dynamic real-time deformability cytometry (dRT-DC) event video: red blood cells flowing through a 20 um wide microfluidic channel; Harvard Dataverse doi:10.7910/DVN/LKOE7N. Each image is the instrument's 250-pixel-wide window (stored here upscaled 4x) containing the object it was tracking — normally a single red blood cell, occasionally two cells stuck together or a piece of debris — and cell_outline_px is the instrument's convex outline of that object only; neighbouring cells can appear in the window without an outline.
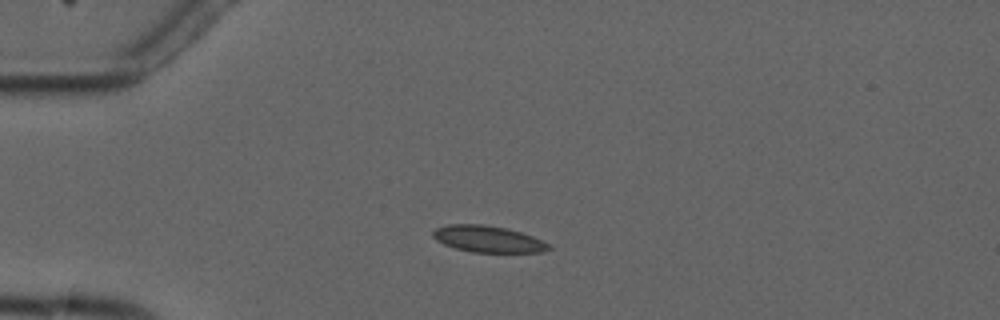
{"species": "common noctule bat (a hibernating species)", "species_latin": "Nyctalus noctula", "temperature_condition": "cold", "stored_images_in_passage": 5, "camera_frame_rate_fps": 3000, "um_per_image_px": 0.085, "animal": {"sex": "male", "forearm_length_mm": 52.5}, "frame": {"image": 1, "passage_image": 2, "time_ms": 1.0, "image_size_px": [1000, 320], "cell_outline_px": [[552, 248], [540, 252], [472, 252], [456, 248], [444, 244], [436, 240], [432, 236], [432, 232], [436, 228], [448, 224], [484, 224], [508, 228], [532, 236], [548, 244]], "centroid_in_image_um": [41.44, 20.31], "position_along_channel_um": 43.6, "area_um2": 17.8}}
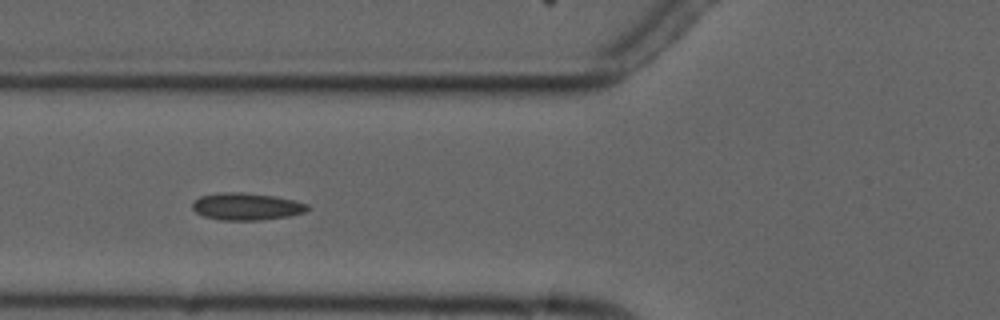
{"frame": {"image": 2, "passage_image": 4, "time_ms": 3.333, "image_size_px": [1000, 320], "cell_outline_px": [[308, 208], [304, 212], [288, 216], [260, 220], [220, 220], [204, 216], [196, 212], [192, 208], [192, 204], [200, 196], [220, 192], [240, 192], [276, 196], [308, 204]], "centroid_in_image_um": [20.92, 17.55], "position_along_channel_um": 104.9, "area_um2": 18.09}}
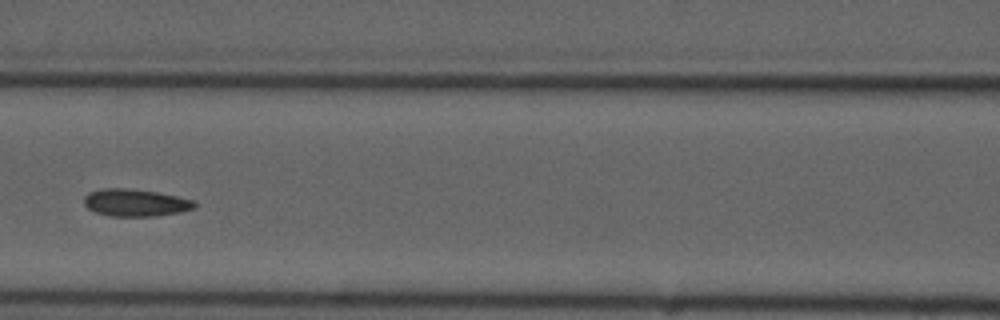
{"frame": {"image": 3, "passage_image": 5, "time_ms": 4.667, "image_size_px": [1000, 320], "cell_outline_px": [[196, 204], [192, 208], [180, 212], [152, 216], [112, 216], [96, 212], [88, 208], [84, 204], [84, 196], [88, 192], [104, 188], [128, 188], [156, 192], [196, 200]], "centroid_in_image_um": [11.49, 17.22], "position_along_channel_um": 155.1, "area_um2": 17.46}}